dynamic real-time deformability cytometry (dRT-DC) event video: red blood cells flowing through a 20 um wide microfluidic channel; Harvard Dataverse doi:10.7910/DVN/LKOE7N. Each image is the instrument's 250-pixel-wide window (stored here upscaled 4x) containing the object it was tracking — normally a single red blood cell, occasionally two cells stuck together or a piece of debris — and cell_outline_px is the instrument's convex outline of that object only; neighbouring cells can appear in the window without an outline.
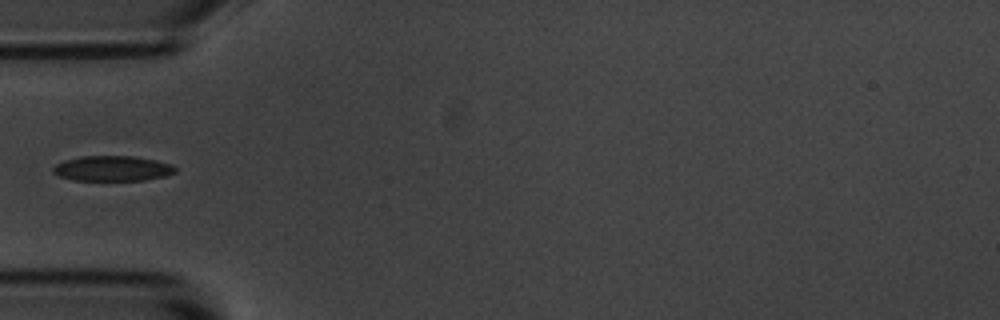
{"species": "common noctule bat (a hibernating species)", "species_latin": "Nyctalus noctula", "temperature_condition": "room temperature", "stored_images_in_passage": 4, "camera_frame_rate_fps": 3000, "um_per_image_px": 0.085, "animal": {"sex": "male", "body_mass_g": 20.1, "forearm_length_mm": 53.5}, "frame": {"image": 1, "passage_image": 4, "time_ms": 1.0, "image_size_px": [1000, 320], "cell_outline_px": [[176, 172], [168, 176], [144, 180], [76, 180], [60, 176], [52, 172], [52, 168], [56, 164], [64, 160], [80, 156], [132, 156], [156, 160], [172, 164], [176, 168]], "centroid_in_image_um": [9.58, 14.31], "position_along_channel_um": 75.4, "area_um2": 18.03}}